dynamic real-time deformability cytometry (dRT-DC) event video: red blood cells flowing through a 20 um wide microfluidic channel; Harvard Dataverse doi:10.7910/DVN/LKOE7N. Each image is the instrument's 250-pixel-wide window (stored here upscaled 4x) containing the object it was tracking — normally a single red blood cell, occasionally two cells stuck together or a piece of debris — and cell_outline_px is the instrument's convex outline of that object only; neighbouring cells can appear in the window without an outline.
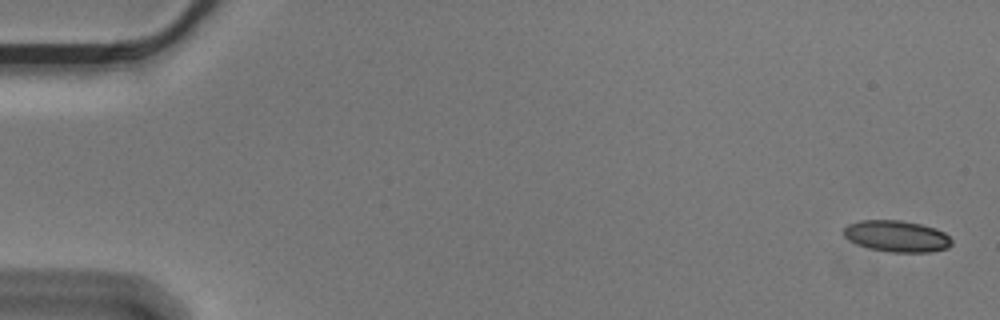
{"species": "Egyptian fruit bat (a non-hibernating species)", "species_latin": "Rousettus aegyptiacus", "temperature_condition": "cold", "stored_images_in_passage": 19, "camera_frame_rate_fps": 3000, "um_per_image_px": 0.085, "animal": {"sex": "male"}, "frame": {"image": 1, "passage_image": 1, "time_ms": 0.0, "image_size_px": [1000, 320], "cell_outline_px": [[952, 244], [948, 248], [932, 252], [888, 252], [868, 248], [856, 244], [848, 240], [844, 236], [844, 228], [848, 224], [860, 220], [900, 220], [920, 224], [936, 228], [944, 232], [952, 240]], "centroid_in_image_um": [76.22, 20.08], "position_along_channel_um": 8.8, "area_um2": 19.94}}
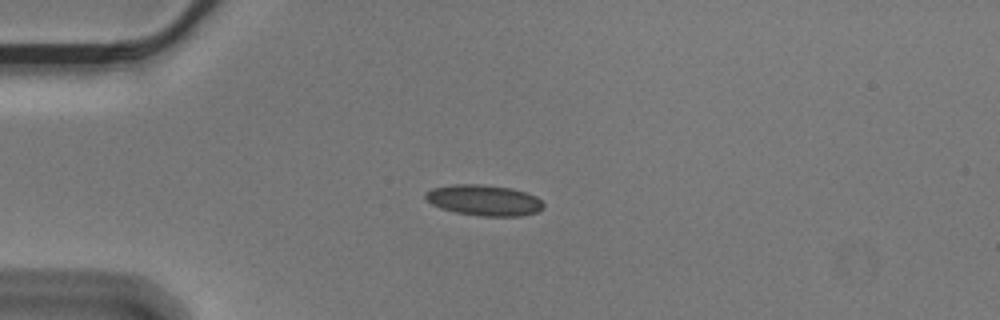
{"frame": {"image": 2, "passage_image": 14, "time_ms": 4.333, "image_size_px": [1000, 320], "cell_outline_px": [[544, 208], [536, 212], [520, 216], [480, 216], [456, 212], [440, 208], [432, 204], [424, 196], [424, 192], [432, 188], [452, 184], [480, 184], [512, 188], [536, 196], [544, 204]], "centroid_in_image_um": [41.13, 17.01], "position_along_channel_um": 43.9, "area_um2": 21.21}}
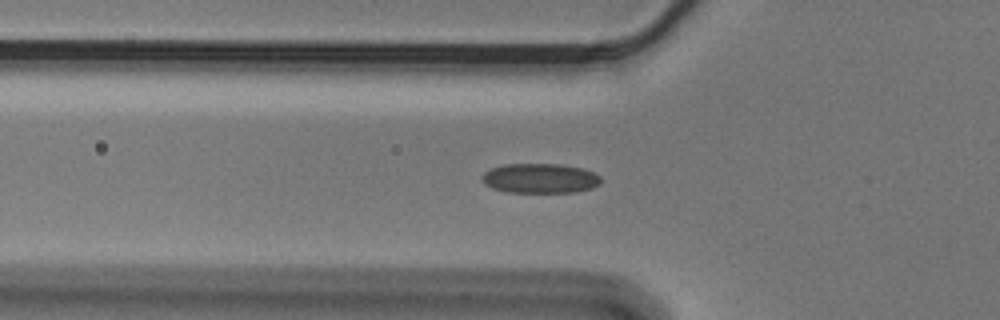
{"frame": {"image": 3, "passage_image": 19, "time_ms": 6.0, "image_size_px": [1000, 320], "cell_outline_px": [[532, 300], [476, 304], [416, 300], [360, 296], [360, 292], [408, 288], [500, 292], [532, 296]], "centroid_in_image_um": [38.05, 25.14], "position_along_channel_um": 87.7, "area_um2": 12.37}}